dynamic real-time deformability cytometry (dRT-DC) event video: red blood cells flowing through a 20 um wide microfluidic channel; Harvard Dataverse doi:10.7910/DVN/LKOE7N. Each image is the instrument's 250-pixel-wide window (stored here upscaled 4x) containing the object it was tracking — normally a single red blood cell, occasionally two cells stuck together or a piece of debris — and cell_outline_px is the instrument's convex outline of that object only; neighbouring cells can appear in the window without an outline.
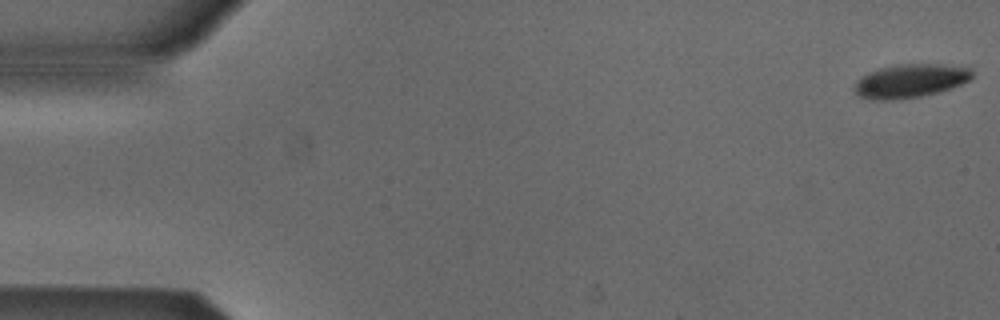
{"species": "Egyptian fruit bat (a non-hibernating species)", "species_latin": "Rousettus aegyptiacus", "temperature_condition": "cold", "stored_images_in_passage": 53, "camera_frame_rate_fps": 3000, "um_per_image_px": 0.085, "animal": {"sex": "male"}, "frame": {"image": 1, "passage_image": 1, "time_ms": 0.0, "image_size_px": [1000, 320], "cell_outline_px": [[972, 76], [968, 80], [960, 84], [940, 92], [920, 96], [888, 100], [872, 100], [860, 96], [852, 88], [856, 80], [860, 76], [880, 68], [896, 64], [940, 64], [968, 68], [972, 72]], "centroid_in_image_um": [77.31, 6.87], "position_along_channel_um": 7.7, "area_um2": 22.89}}
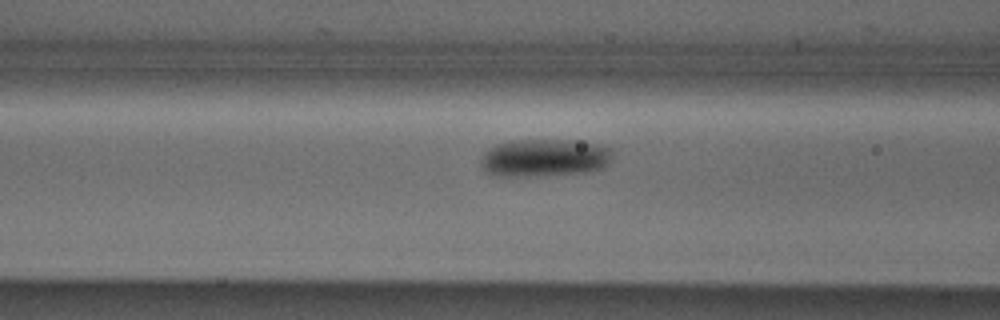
{"frame": {"image": 2, "passage_image": 21, "time_ms": 6.667, "image_size_px": [1000, 320], "cell_outline_px": [[612, 156], [608, 164], [604, 168], [588, 172], [524, 176], [500, 176], [484, 172], [480, 164], [480, 160], [484, 152], [488, 148], [496, 144], [508, 140], [576, 140], [600, 144], [612, 148]], "centroid_in_image_um": [46.27, 13.4], "position_along_channel_um": 120.3, "area_um2": 29.36}}
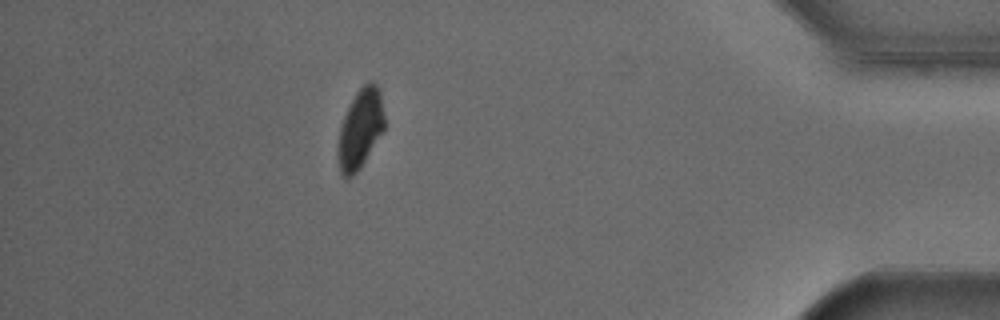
{"frame": {"image": 3, "passage_image": 47, "time_ms": 15.333, "image_size_px": [1000, 320], "cell_outline_px": [[384, 132], [360, 168], [352, 176], [344, 176], [340, 172], [340, 128], [344, 116], [356, 92], [368, 80], [372, 80], [376, 84], [380, 92], [384, 116]], "centroid_in_image_um": [30.68, 10.9], "position_along_channel_um": 404.5, "area_um2": 20.92}, "authors_computed_cell_mechanics": {"area_um2": 24.9118, "velocity_mm_per_s": 3.8586, "shape_relaxation_time_tau1_ms": 2.1783, "shape_relaxation_time_tau2_ms": null, "deformation_change_tau1": 0.0718, "deformation_change_tau2": null}}